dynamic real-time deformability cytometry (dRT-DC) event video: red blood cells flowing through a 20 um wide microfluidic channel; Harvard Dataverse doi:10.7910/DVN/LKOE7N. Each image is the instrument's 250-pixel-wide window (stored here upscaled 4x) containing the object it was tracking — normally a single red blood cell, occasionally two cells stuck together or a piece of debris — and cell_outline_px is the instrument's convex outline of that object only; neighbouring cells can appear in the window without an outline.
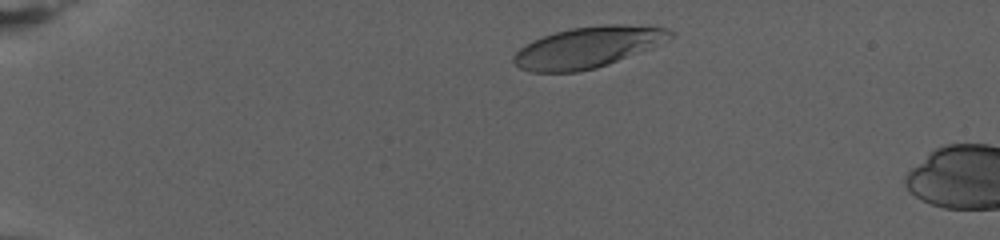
{"species": "human", "species_latin": "Homo sapiens", "temperature_condition": "warm", "stored_images_in_passage": 11, "camera_frame_rate_fps": 3000, "um_per_image_px": 0.085, "donor": {"sex": "female"}, "frame": {"image": 1, "passage_image": 4, "time_ms": 1.0, "image_size_px": [1000, 240], "cell_outline_px": [[676, 36], [608, 64], [596, 68], [580, 72], [532, 72], [520, 68], [512, 60], [512, 56], [520, 48], [532, 40], [556, 32], [572, 28], [604, 24], [624, 24], [668, 28], [676, 32]], "centroid_in_image_um": [49.94, 4.01], "position_along_channel_um": 35.1, "area_um2": 37.11}}